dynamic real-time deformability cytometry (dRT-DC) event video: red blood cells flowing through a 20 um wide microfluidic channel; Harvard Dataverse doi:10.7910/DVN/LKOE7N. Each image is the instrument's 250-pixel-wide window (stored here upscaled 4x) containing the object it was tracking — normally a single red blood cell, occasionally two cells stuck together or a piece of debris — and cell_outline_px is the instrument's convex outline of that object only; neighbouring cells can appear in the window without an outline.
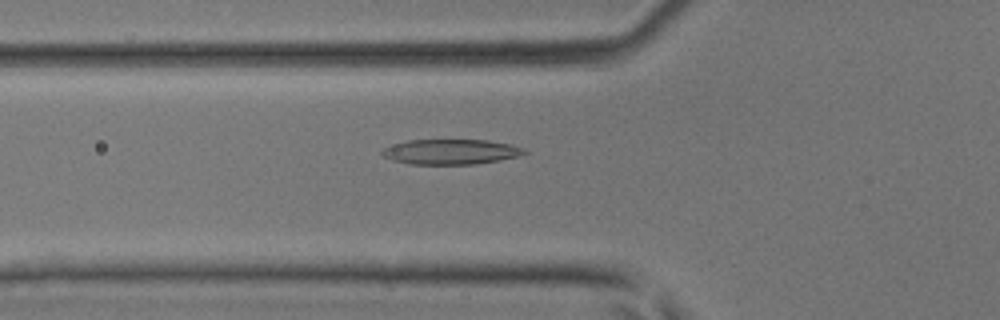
{"species": "common noctule bat (a hibernating species)", "species_latin": "Nyctalus noctula", "temperature_condition": "room temperature", "stored_images_in_passage": 38, "camera_frame_rate_fps": 3000, "um_per_image_px": 0.085, "animal": {"sex": "male", "body_mass_g": 17.9, "forearm_length_mm": 54.2}, "frame": {"image": 1, "passage_image": 12, "time_ms": 3.667, "image_size_px": [1000, 320], "cell_outline_px": [[528, 152], [516, 156], [500, 160], [476, 164], [408, 164], [392, 160], [384, 156], [380, 152], [384, 148], [408, 140], [488, 140], [512, 144], [524, 148]], "centroid_in_image_um": [38.34, 12.9], "position_along_channel_um": 87.5, "area_um2": 20.75}}
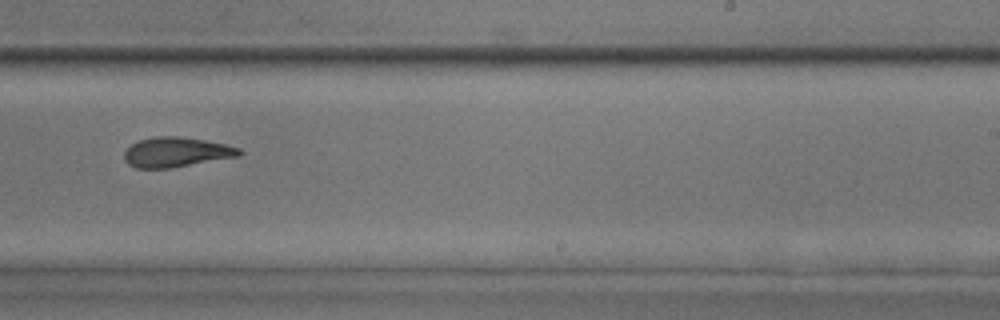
{"frame": {"image": 2, "passage_image": 24, "time_ms": 7.667, "image_size_px": [1000, 320], "cell_outline_px": [[244, 152], [240, 156], [168, 168], [136, 168], [128, 164], [124, 160], [124, 152], [132, 144], [140, 140], [156, 136], [180, 136], [204, 140], [224, 144], [240, 148]], "centroid_in_image_um": [14.99, 12.93], "position_along_channel_um": 274.0, "area_um2": 19.88}}
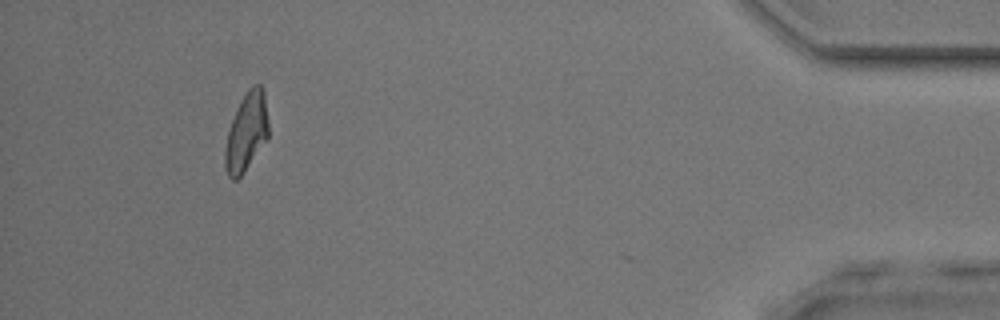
{"frame": {"image": 3, "passage_image": 37, "time_ms": 12.0, "image_size_px": [1000, 320], "cell_outline_px": [[268, 136], [244, 172], [236, 180], [232, 180], [228, 176], [224, 168], [224, 152], [228, 132], [232, 120], [240, 100], [248, 88], [252, 84], [260, 84], [264, 92], [268, 124]], "centroid_in_image_um": [20.93, 11.22], "position_along_channel_um": 414.3, "area_um2": 19.65}}